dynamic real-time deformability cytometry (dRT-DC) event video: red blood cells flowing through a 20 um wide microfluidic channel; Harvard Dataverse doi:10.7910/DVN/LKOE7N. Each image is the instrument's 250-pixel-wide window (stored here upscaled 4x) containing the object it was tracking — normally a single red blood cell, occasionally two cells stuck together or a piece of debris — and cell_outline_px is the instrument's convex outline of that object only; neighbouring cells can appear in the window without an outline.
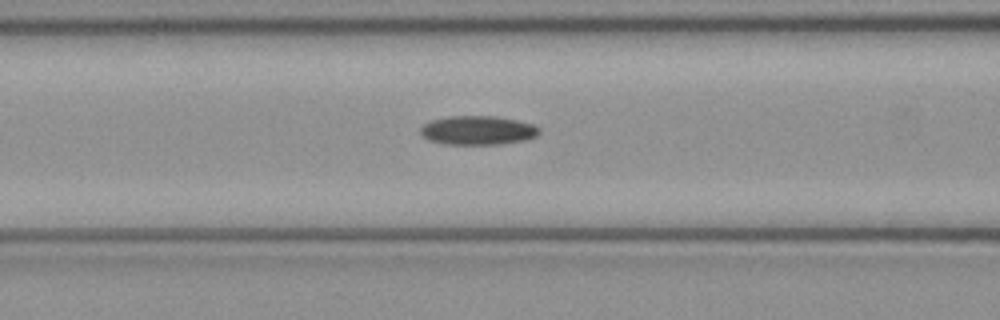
{"species": "common noctule bat (a hibernating species)", "species_latin": "Nyctalus noctula", "temperature_condition": "cold", "stored_images_in_passage": 39, "camera_frame_rate_fps": 3000, "um_per_image_px": 0.085, "animal": {"sex": "female", "body_mass_g": 21.9}, "frame": {"image": 1, "passage_image": 9, "time_ms": 2.667, "image_size_px": [1000, 320], "cell_outline_px": [[540, 132], [536, 136], [528, 140], [500, 144], [444, 144], [428, 140], [420, 132], [420, 128], [424, 124], [432, 120], [448, 116], [496, 116], [516, 120], [532, 124], [540, 128]], "centroid_in_image_um": [40.63, 11.08], "position_along_channel_um": 126.0, "area_um2": 20.11}}
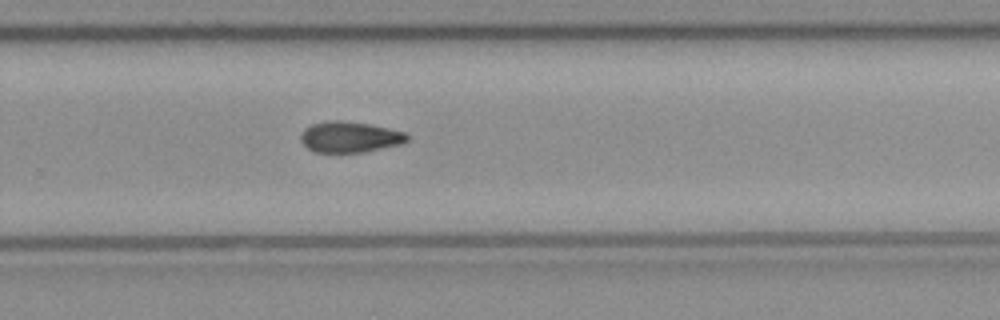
{"frame": {"image": 2, "passage_image": 22, "time_ms": 7.0, "image_size_px": [1000, 320], "cell_outline_px": [[408, 140], [404, 144], [364, 152], [312, 152], [300, 140], [300, 136], [304, 128], [312, 124], [328, 120], [340, 120], [368, 124], [408, 132]], "centroid_in_image_um": [29.75, 11.64], "position_along_channel_um": 300.0, "area_um2": 19.36}}
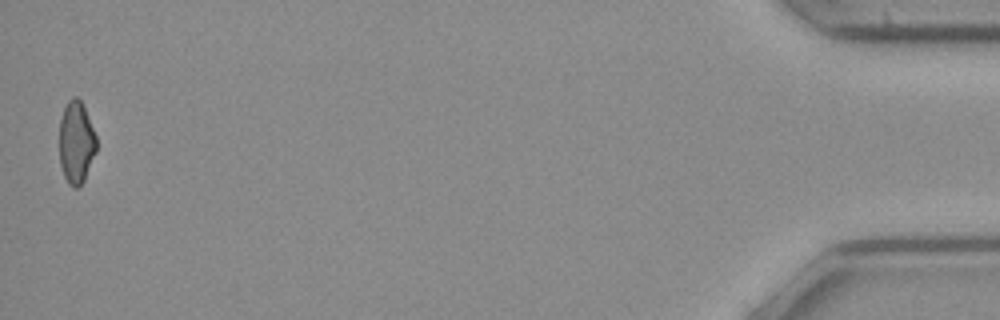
{"frame": {"image": 3, "passage_image": 39, "time_ms": 12.667, "image_size_px": [1000, 320], "cell_outline_px": [[96, 152], [84, 180], [76, 188], [68, 184], [64, 176], [60, 164], [60, 120], [64, 108], [68, 100], [72, 96], [76, 96], [80, 100], [84, 108], [96, 136]], "centroid_in_image_um": [6.47, 12.11], "position_along_channel_um": 428.7, "area_um2": 17.57}}